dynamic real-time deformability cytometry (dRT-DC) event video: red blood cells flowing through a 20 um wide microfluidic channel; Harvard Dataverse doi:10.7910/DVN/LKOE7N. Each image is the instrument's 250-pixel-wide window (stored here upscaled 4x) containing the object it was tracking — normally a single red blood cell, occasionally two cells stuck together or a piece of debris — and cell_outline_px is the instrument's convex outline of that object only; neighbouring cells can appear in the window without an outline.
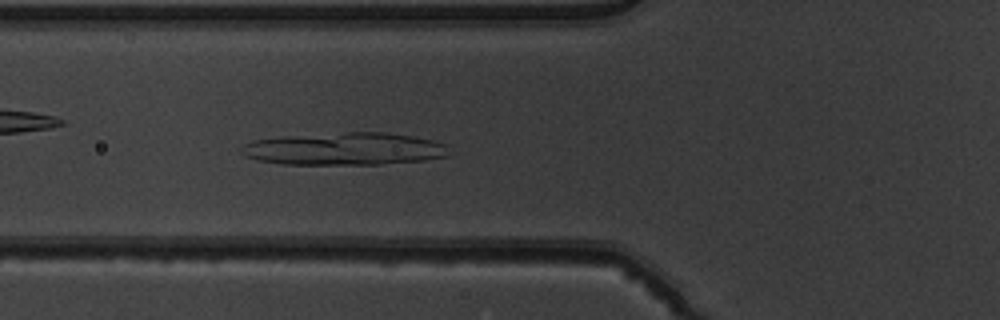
{"species": "common noctule bat (a hibernating species)", "species_latin": "Nyctalus noctula", "temperature_condition": "warm", "stored_images_in_passage": 40, "segment_of_instrument_passage": [1, 2], "camera_frame_rate_fps": 3000, "um_per_image_px": 0.085, "animal": {"sex": "male", "body_mass_g": 19.5, "forearm_length_mm": 54.6}, "frame": {"image": 1, "passage_image": 10, "time_ms": 3.0, "image_size_px": [1000, 320], "cell_outline_px": [[456, 152], [448, 156], [424, 160], [380, 164], [284, 164], [256, 160], [244, 156], [240, 152], [240, 148], [244, 144], [252, 140], [280, 136], [348, 132], [384, 132], [412, 136], [432, 140], [448, 144]], "centroid_in_image_um": [29.32, 12.65], "position_along_channel_um": 96.5, "area_um2": 39.94}}
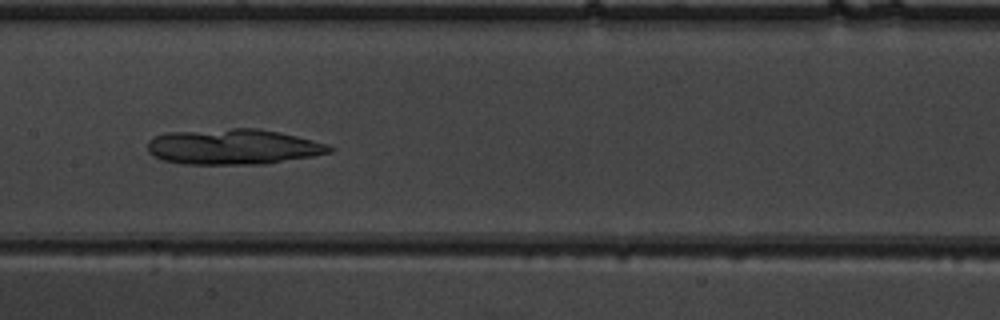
{"frame": {"image": 2, "passage_image": 17, "time_ms": 5.333, "image_size_px": [1000, 320], "cell_outline_px": [[336, 148], [332, 152], [312, 156], [264, 164], [184, 164], [164, 160], [152, 156], [148, 152], [148, 140], [152, 136], [168, 132], [232, 128], [260, 128], [280, 132], [328, 144]], "centroid_in_image_um": [19.81, 12.47], "position_along_channel_um": 187.6, "area_um2": 37.86}}
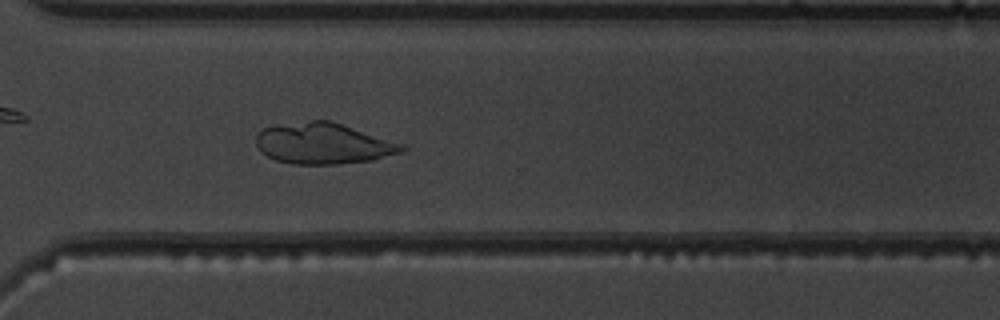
{"frame": {"image": 3, "passage_image": 29, "time_ms": 9.333, "image_size_px": [1000, 320], "cell_outline_px": [[408, 148], [400, 152], [372, 160], [336, 164], [292, 164], [276, 160], [260, 152], [256, 144], [256, 132], [264, 128], [312, 120], [332, 120], [408, 144]], "centroid_in_image_um": [27.55, 12.19], "position_along_channel_um": 343.1, "area_um2": 35.2}}